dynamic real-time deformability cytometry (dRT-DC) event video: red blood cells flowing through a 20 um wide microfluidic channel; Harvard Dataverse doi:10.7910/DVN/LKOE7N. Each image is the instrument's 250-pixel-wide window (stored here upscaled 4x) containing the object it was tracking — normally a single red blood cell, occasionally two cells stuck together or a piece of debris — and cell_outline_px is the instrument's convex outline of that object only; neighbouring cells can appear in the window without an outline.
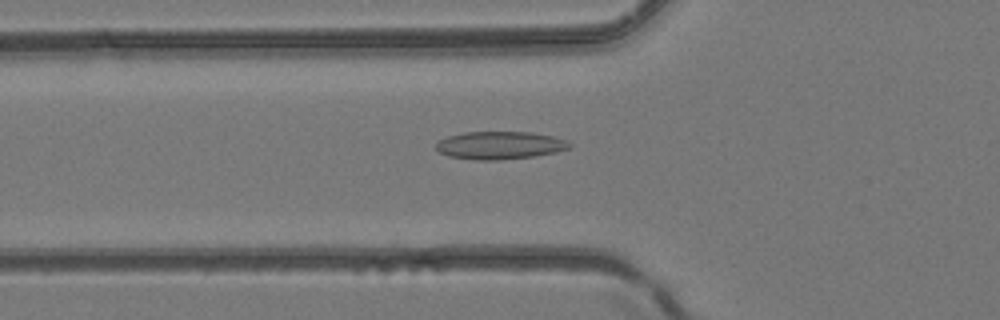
{"species": "common noctule bat (a hibernating species)", "species_latin": "Nyctalus noctula", "temperature_condition": "room temperature", "stored_images_in_passage": 41, "camera_frame_rate_fps": 3000, "um_per_image_px": 0.085, "animal": {"sex": "female", "body_mass_g": 24.6, "forearm_length_mm": 56.2}, "frame": {"image": 1, "passage_image": 16, "time_ms": 5.0, "image_size_px": [1000, 320], "cell_outline_px": [[572, 148], [556, 152], [532, 156], [500, 160], [476, 160], [448, 156], [440, 152], [436, 148], [436, 144], [440, 140], [448, 136], [464, 132], [528, 132], [552, 136], [568, 140], [572, 144]], "centroid_in_image_um": [42.51, 12.35], "position_along_channel_um": 83.3, "area_um2": 21.62}}
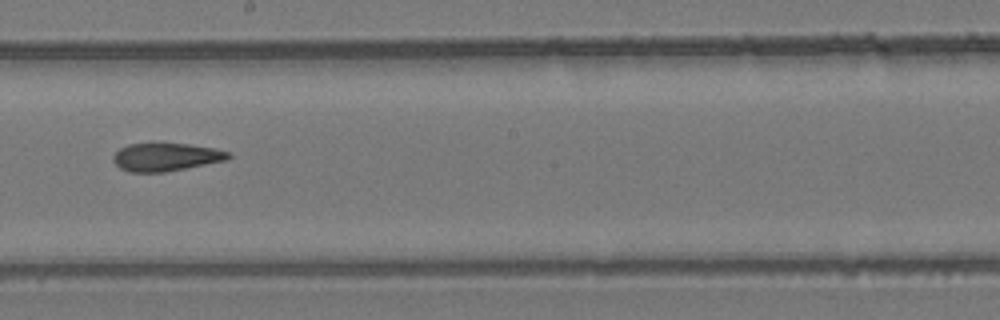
{"frame": {"image": 2, "passage_image": 26, "time_ms": 8.333, "image_size_px": [1000, 320], "cell_outline_px": [[232, 156], [228, 160], [164, 172], [128, 172], [120, 168], [112, 160], [112, 156], [120, 148], [128, 144], [160, 140], [188, 144], [212, 148], [228, 152]], "centroid_in_image_um": [14.06, 13.3], "position_along_channel_um": 234.1, "area_um2": 19.48}}
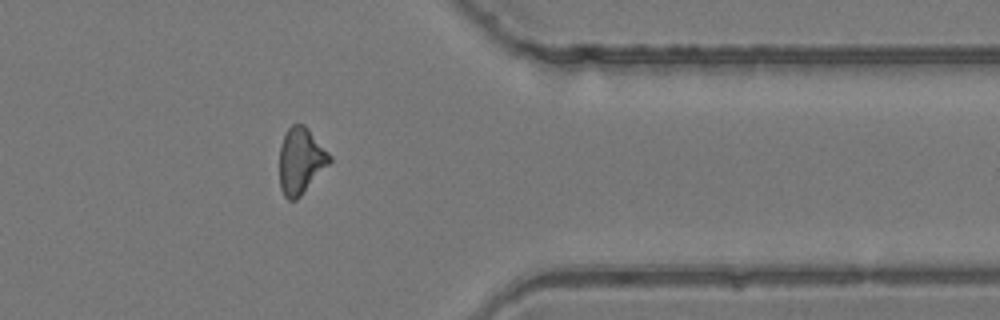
{"frame": {"image": 3, "passage_image": 37, "time_ms": 12.0, "image_size_px": [1000, 320], "cell_outline_px": [[332, 160], [300, 196], [296, 200], [288, 200], [284, 196], [280, 188], [280, 144], [288, 128], [292, 124], [304, 124], [308, 128], [332, 156]], "centroid_in_image_um": [25.56, 13.65], "position_along_channel_um": 385.8, "area_um2": 19.19}}